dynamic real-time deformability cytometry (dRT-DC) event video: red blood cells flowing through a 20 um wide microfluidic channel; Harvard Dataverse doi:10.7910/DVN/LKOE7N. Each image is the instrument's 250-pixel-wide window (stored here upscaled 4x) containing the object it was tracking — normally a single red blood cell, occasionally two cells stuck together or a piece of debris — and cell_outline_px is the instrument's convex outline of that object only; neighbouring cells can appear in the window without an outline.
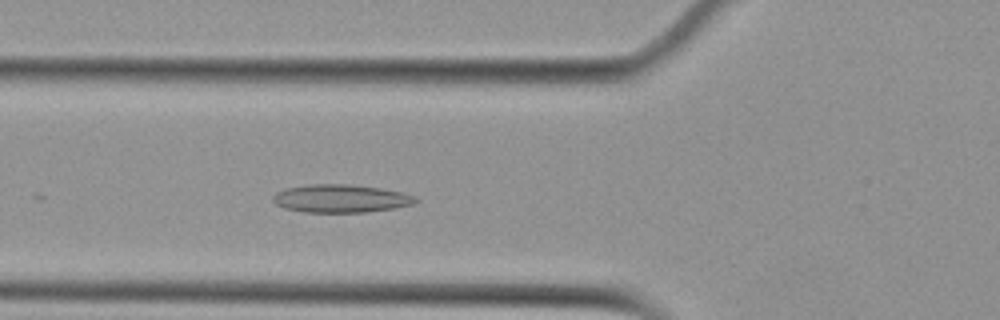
{"species": "Egyptian fruit bat (a non-hibernating species)", "species_latin": "Rousettus aegyptiacus", "temperature_condition": "cold", "stored_images_in_passage": 33, "camera_frame_rate_fps": 3000, "um_per_image_px": 0.085, "animal": {"sex": "female"}, "frame": {"image": 1, "passage_image": 12, "time_ms": 3.667, "image_size_px": [1000, 320], "cell_outline_px": [[400, 204], [384, 208], [348, 212], [320, 212], [296, 208], [296, 188], [368, 188], [392, 192]], "centroid_in_image_um": [29.2, 16.96], "position_along_channel_um": 96.6, "area_um2": 15.55}}
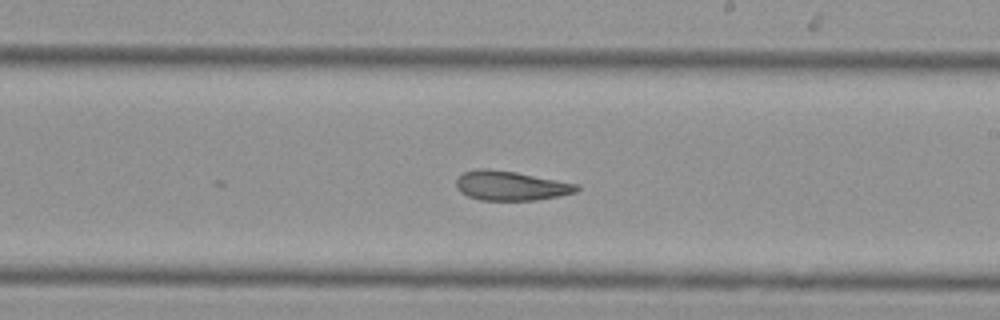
{"frame": {"image": 2, "passage_image": 24, "time_ms": 7.667, "image_size_px": [1000, 320], "cell_outline_px": [[576, 188], [568, 192], [548, 196], [524, 200], [492, 200], [472, 196], [464, 192], [460, 188], [460, 180], [468, 172], [512, 172], [564, 184]], "centroid_in_image_um": [43.31, 15.83], "position_along_channel_um": 245.7, "area_um2": 17.05}}
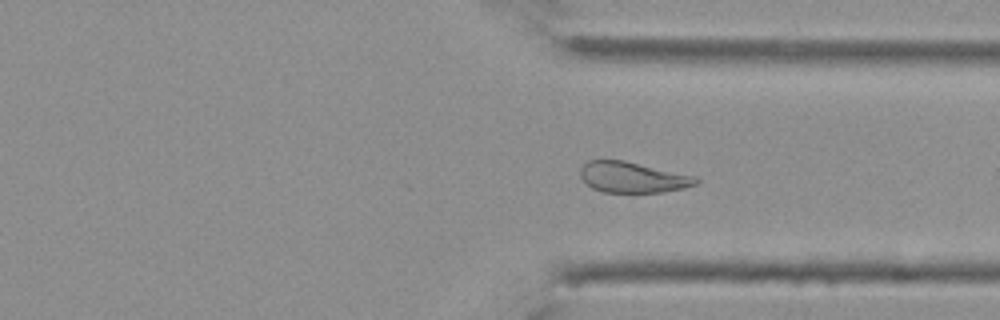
{"frame": {"image": 3, "passage_image": 33, "time_ms": 10.667, "image_size_px": [1000, 320], "cell_outline_px": [[688, 184], [676, 188], [652, 192], [612, 192], [596, 188], [592, 184], [596, 160], [616, 160], [632, 164], [676, 176]], "centroid_in_image_um": [53.7, 15.14], "position_along_channel_um": 357.7, "area_um2": 15.43}}